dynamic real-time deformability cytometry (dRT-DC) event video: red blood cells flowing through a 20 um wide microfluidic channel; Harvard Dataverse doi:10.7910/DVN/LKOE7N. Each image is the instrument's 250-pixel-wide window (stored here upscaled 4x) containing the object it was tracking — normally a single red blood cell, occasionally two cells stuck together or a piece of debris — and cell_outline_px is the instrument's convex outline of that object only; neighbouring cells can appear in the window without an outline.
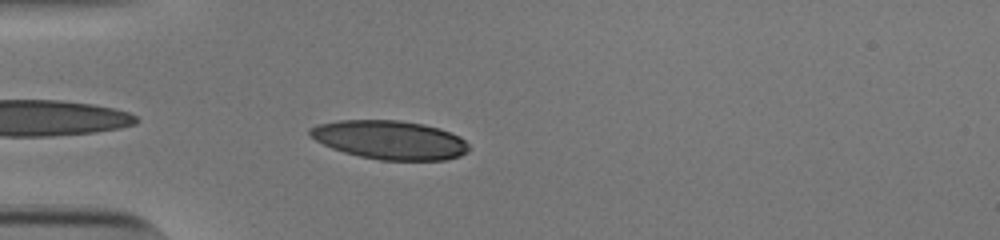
{"species": "human", "species_latin": "Homo sapiens", "temperature_condition": "cold", "stored_images_in_passage": 37, "camera_frame_rate_fps": 3000, "um_per_image_px": 0.085, "donor": {"sex": "male"}, "frame": {"image": 1, "passage_image": 2, "time_ms": 0.333, "image_size_px": [1000, 240], "cell_outline_px": [[468, 152], [460, 156], [444, 160], [380, 160], [360, 156], [344, 152], [332, 148], [316, 140], [308, 132], [308, 128], [316, 124], [340, 120], [400, 120], [424, 124], [440, 128], [460, 136], [468, 144]], "centroid_in_image_um": [33.14, 11.88], "position_along_channel_um": 51.9, "area_um2": 35.95}}
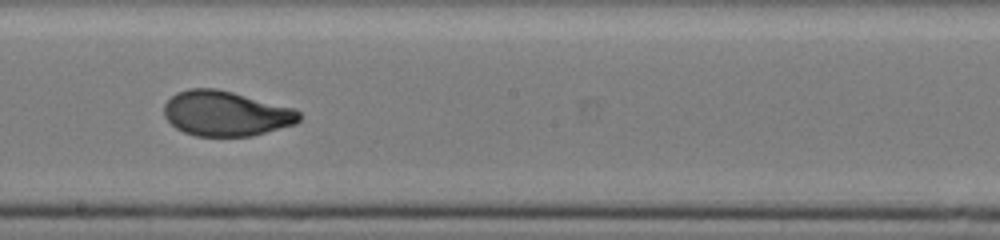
{"frame": {"image": 2, "passage_image": 17, "time_ms": 5.333, "image_size_px": [1000, 240], "cell_outline_px": [[300, 120], [296, 124], [252, 136], [196, 136], [184, 132], [176, 128], [164, 116], [164, 104], [176, 92], [188, 88], [216, 88], [296, 108], [300, 112]], "centroid_in_image_um": [19.21, 9.64], "position_along_channel_um": 229.0, "area_um2": 35.66}}
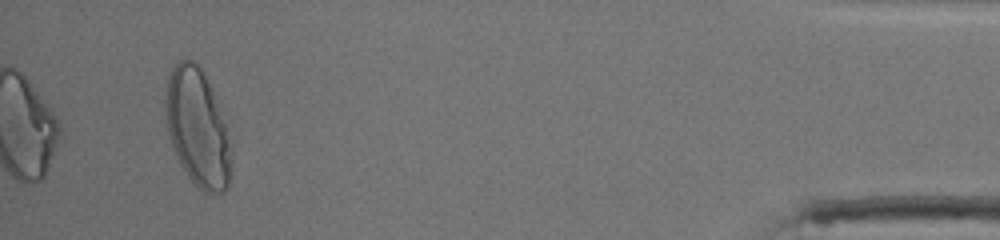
{"frame": {"image": 3, "passage_image": 37, "time_ms": 12.0, "image_size_px": [1000, 240], "cell_outline_px": [[232, 160], [228, 188], [224, 192], [204, 192], [188, 176], [180, 164], [176, 156], [168, 132], [164, 100], [168, 76], [172, 68], [180, 60], [192, 60], [200, 68], [212, 92], [232, 144]], "centroid_in_image_um": [16.79, 10.9], "position_along_channel_um": 418.4, "area_um2": 44.45}, "authors_computed_cell_mechanics": {"area_um2": 35.9516, "velocity_mm_per_s": 3.835, "shape_relaxation_time_tau1_ms": 6.5758, "shape_relaxation_time_tau2_ms": 0.9124, "deformation_change_tau1": 0.2378, "deformation_change_tau2": 0.055}}